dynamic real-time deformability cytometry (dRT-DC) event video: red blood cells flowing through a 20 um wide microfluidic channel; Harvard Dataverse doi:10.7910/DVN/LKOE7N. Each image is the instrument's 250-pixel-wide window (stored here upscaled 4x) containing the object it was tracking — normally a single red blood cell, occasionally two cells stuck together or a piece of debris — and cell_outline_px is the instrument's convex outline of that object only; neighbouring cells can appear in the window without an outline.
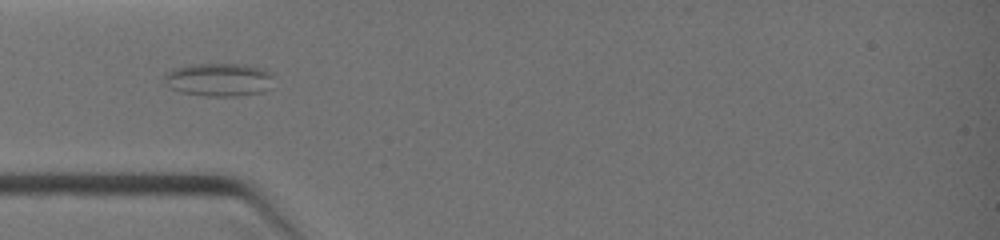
{"species": "common noctule bat (a hibernating species)", "species_latin": "Nyctalus noctula", "temperature_condition": "warm", "stored_images_in_passage": 4, "camera_frame_rate_fps": 3000, "um_per_image_px": 0.085, "animal": {"sex": "female", "body_mass_g": 19.0, "forearm_length_mm": 51.5}, "frame": {"image": 1, "passage_image": 1, "time_ms": 0.0, "image_size_px": [1000, 240], "cell_outline_px": [[272, 76], [268, 88], [260, 92], [236, 96], [204, 96], [180, 92], [164, 84], [164, 76], [168, 72], [176, 68], [188, 64], [240, 64], [264, 68]], "centroid_in_image_um": [18.56, 6.77], "position_along_channel_um": 66.4, "area_um2": 20.98}}
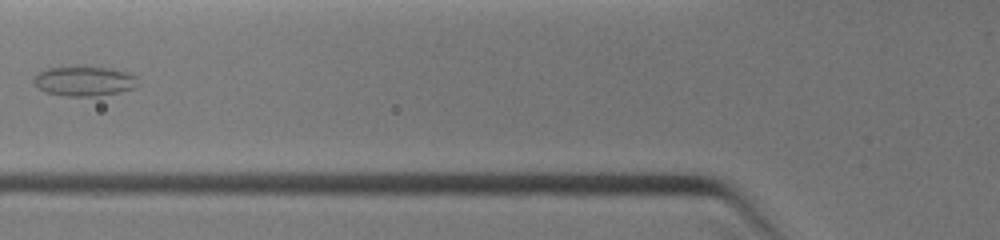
{"frame": {"image": 2, "passage_image": 3, "time_ms": 1.0, "image_size_px": [1000, 240], "cell_outline_px": [[140, 84], [132, 88], [120, 92], [100, 96], [68, 96], [44, 92], [36, 88], [32, 80], [44, 68], [76, 64], [84, 64], [116, 68], [128, 72], [136, 76]], "centroid_in_image_um": [7.16, 6.84], "position_along_channel_um": 118.6, "area_um2": 19.19}}